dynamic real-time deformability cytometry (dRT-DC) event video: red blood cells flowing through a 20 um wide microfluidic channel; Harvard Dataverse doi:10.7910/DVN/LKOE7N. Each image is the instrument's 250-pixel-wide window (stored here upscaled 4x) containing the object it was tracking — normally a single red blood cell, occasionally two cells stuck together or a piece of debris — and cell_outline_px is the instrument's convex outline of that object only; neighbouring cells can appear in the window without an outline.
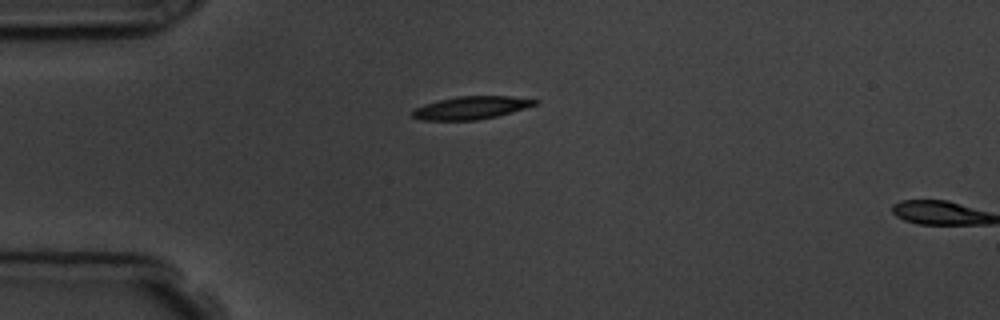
{"species": "common noctule bat (a hibernating species)", "species_latin": "Nyctalus noctula", "temperature_condition": "room temperature", "stored_images_in_passage": 4, "camera_frame_rate_fps": 3000, "um_per_image_px": 0.085, "animal": {"sex": "male", "body_mass_g": 19.5, "forearm_length_mm": 54.6}, "frame": {"image": 1, "passage_image": 4, "time_ms": 4.333, "image_size_px": [1000, 320], "cell_outline_px": [[540, 100], [536, 104], [524, 108], [496, 116], [476, 120], [420, 120], [412, 116], [412, 112], [416, 108], [424, 104], [456, 96], [512, 96]], "centroid_in_image_um": [40.04, 9.15], "position_along_channel_um": 45.0, "area_um2": 16.13}}